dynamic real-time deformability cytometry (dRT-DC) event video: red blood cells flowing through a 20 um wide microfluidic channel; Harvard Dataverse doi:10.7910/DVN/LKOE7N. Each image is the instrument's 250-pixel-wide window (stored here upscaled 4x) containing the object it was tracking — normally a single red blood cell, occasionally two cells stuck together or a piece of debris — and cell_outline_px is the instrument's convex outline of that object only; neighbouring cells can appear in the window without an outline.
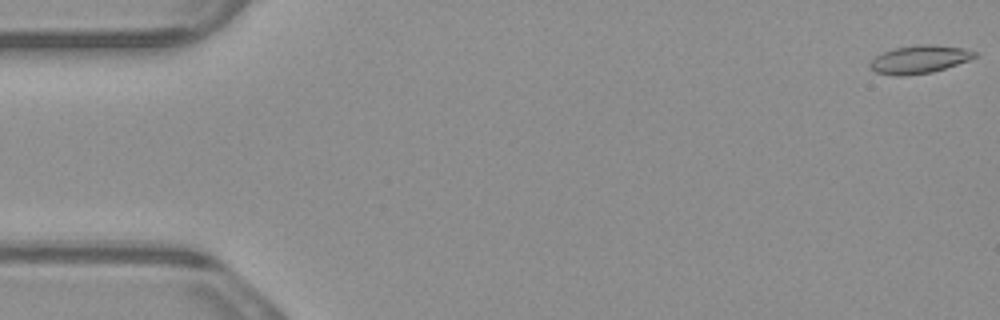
{"species": "common noctule bat (a hibernating species)", "species_latin": "Nyctalus noctula", "temperature_condition": "warm", "stored_images_in_passage": 6, "camera_frame_rate_fps": 3000, "um_per_image_px": 0.085, "animal": {"sex": "male", "body_mass_g": 23.1, "forearm_length_mm": 52.7}, "frame": {"image": 1, "passage_image": 1, "time_ms": 0.0, "image_size_px": [1000, 320], "cell_outline_px": [[976, 56], [968, 60], [932, 72], [904, 76], [896, 76], [876, 72], [868, 68], [868, 64], [876, 56], [884, 52], [896, 48], [920, 44], [932, 44], [964, 48], [976, 52]], "centroid_in_image_um": [78.11, 5.05], "position_along_channel_um": 6.9, "area_um2": 16.94}}
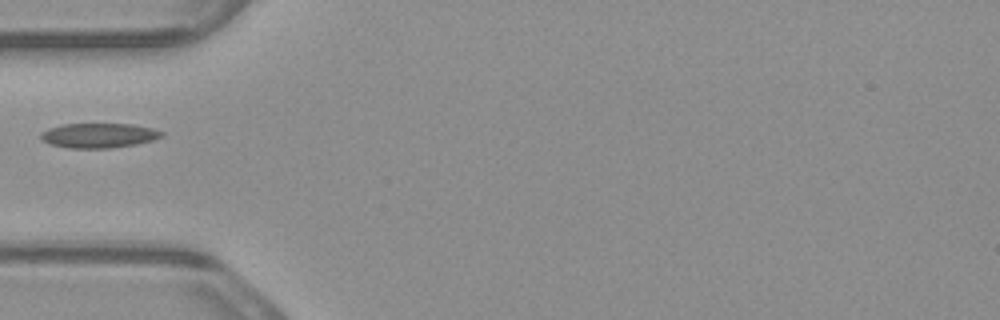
{"frame": {"image": 2, "passage_image": 5, "time_ms": 1.333, "image_size_px": [1000, 320], "cell_outline_px": [[164, 136], [152, 140], [136, 144], [108, 148], [68, 148], [52, 144], [44, 140], [40, 136], [40, 132], [48, 128], [64, 124], [132, 124], [152, 128], [164, 132]], "centroid_in_image_um": [8.41, 11.51], "position_along_channel_um": 76.6, "area_um2": 17.28}}
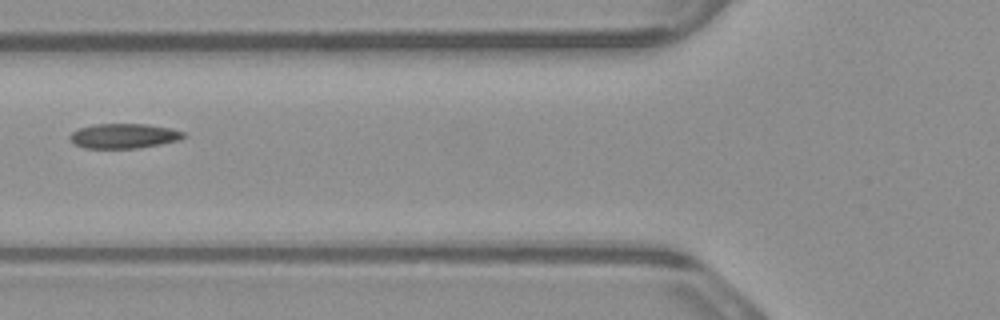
{"frame": {"image": 3, "passage_image": 6, "time_ms": 1.667, "image_size_px": [1000, 320], "cell_outline_px": [[188, 136], [180, 140], [160, 144], [136, 148], [84, 148], [76, 144], [68, 136], [72, 132], [80, 128], [92, 124], [148, 124], [172, 128], [184, 132]], "centroid_in_image_um": [10.57, 11.54], "position_along_channel_um": 115.2, "area_um2": 16.47}}